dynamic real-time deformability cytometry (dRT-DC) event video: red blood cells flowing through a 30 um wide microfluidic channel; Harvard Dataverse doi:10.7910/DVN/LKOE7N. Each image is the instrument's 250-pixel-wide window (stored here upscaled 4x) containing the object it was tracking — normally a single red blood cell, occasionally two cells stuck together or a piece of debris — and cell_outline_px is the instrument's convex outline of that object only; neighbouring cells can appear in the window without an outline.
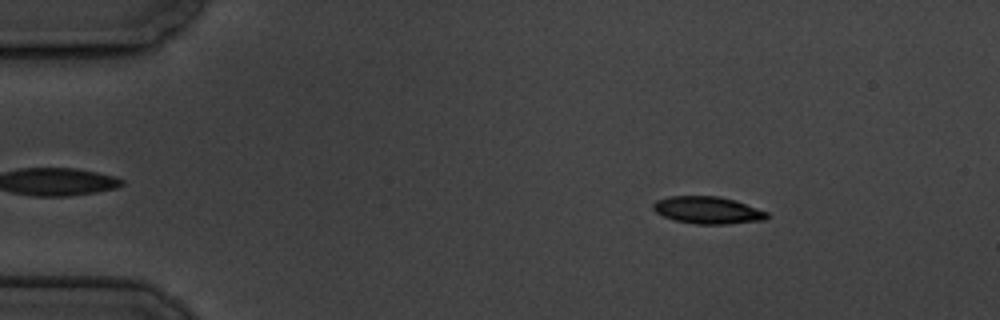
{"species": "common noctule bat (a hibernating species)", "species_latin": "Nyctalus noctula", "temperature_condition": "cold", "stored_images_in_passage": 5, "camera_frame_rate_fps": 3000, "um_per_image_px": 0.085, "animal": {"sex": "male", "body_mass_g": 19.5, "forearm_length_mm": 54.6}, "frame": {"image": 1, "passage_image": 2, "time_ms": 1.0, "image_size_px": [1000, 320], "cell_outline_px": [[768, 216], [764, 220], [724, 224], [696, 224], [676, 220], [664, 216], [656, 212], [652, 208], [652, 204], [656, 200], [668, 196], [720, 196], [736, 200], [768, 212]], "centroid_in_image_um": [60.15, 17.85], "position_along_channel_um": 24.9, "area_um2": 18.03}}
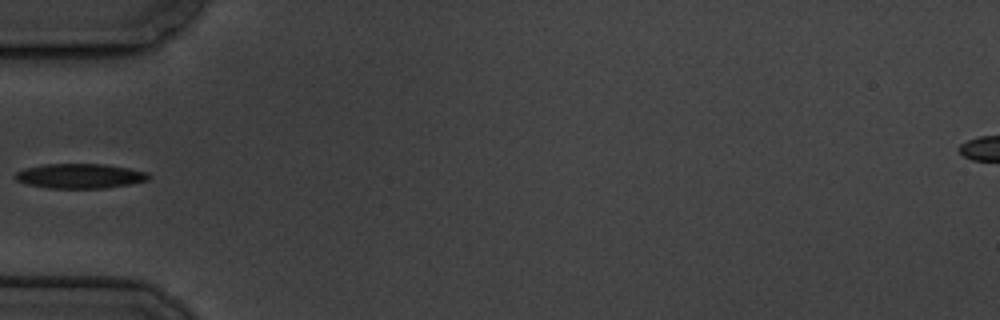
{"frame": {"image": 2, "passage_image": 5, "time_ms": 4.667, "image_size_px": [1000, 320], "cell_outline_px": [[152, 176], [148, 180], [132, 184], [104, 188], [48, 188], [24, 184], [16, 180], [16, 172], [24, 168], [44, 164], [104, 164], [128, 168], [148, 172]], "centroid_in_image_um": [6.81, 14.96], "position_along_channel_um": 78.2, "area_um2": 19.36}}